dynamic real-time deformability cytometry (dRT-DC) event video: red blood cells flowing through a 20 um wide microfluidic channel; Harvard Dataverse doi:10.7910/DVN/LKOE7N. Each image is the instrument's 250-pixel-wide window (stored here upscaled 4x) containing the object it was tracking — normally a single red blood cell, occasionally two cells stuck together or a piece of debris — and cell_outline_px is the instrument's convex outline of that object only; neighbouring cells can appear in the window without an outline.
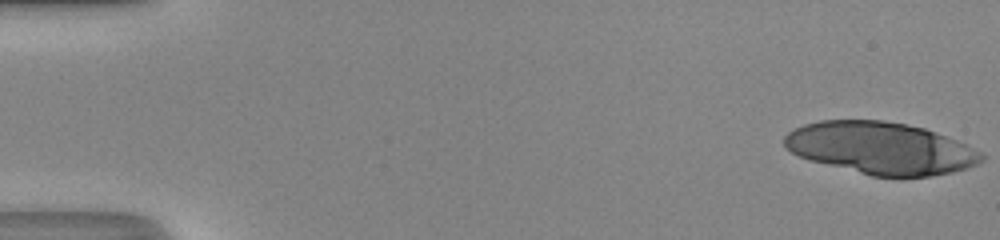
{"species": "human", "species_latin": "Homo sapiens", "temperature_condition": "room temperature", "stored_images_in_passage": 23, "camera_frame_rate_fps": 3000, "um_per_image_px": 0.085, "donor": {"sex": "male"}, "frame": {"image": 1, "passage_image": 1, "time_ms": 0.0, "image_size_px": [1000, 240], "cell_outline_px": [[984, 160], [976, 164], [952, 172], [928, 176], [872, 176], [808, 160], [792, 152], [784, 144], [784, 136], [788, 132], [804, 124], [820, 120], [884, 120], [924, 128], [956, 140], [980, 152], [984, 156]], "centroid_in_image_um": [74.83, 12.58], "position_along_channel_um": 10.2, "area_um2": 59.3}}
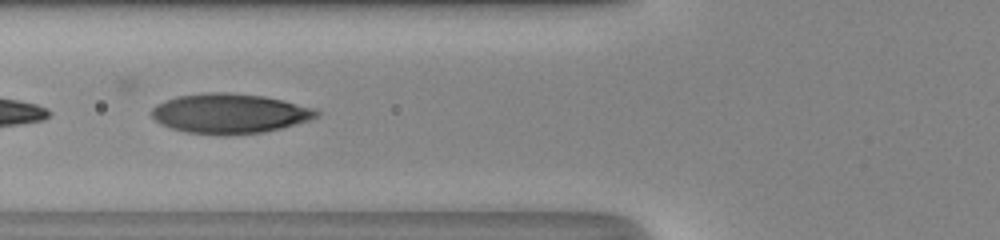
{"frame": {"image": 2, "passage_image": 20, "time_ms": 6.333, "image_size_px": [1000, 240], "cell_outline_px": [[320, 116], [308, 120], [280, 128], [264, 132], [228, 136], [220, 136], [188, 132], [172, 128], [160, 124], [152, 116], [152, 108], [156, 104], [164, 100], [176, 96], [204, 92], [228, 92], [264, 96], [284, 100], [316, 108], [320, 112]], "centroid_in_image_um": [19.52, 9.64], "position_along_channel_um": 106.3, "area_um2": 38.67}}